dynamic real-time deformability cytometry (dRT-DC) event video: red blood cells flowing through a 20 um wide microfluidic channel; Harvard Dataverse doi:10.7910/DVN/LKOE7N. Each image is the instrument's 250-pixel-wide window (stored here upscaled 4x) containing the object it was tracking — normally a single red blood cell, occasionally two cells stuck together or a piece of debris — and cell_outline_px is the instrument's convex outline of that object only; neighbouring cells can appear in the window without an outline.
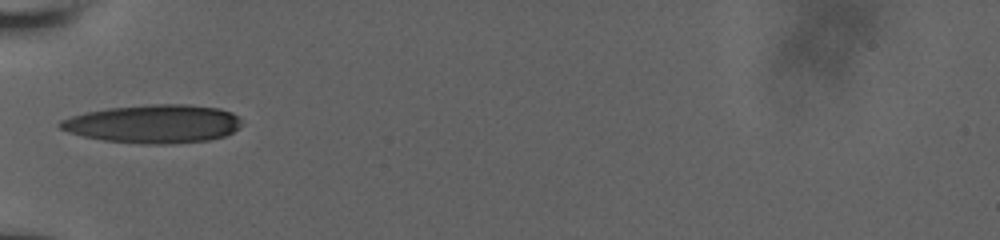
{"species": "human", "species_latin": "Homo sapiens", "temperature_condition": "room temperature", "stored_images_in_passage": 2, "camera_frame_rate_fps": 3000, "um_per_image_px": 0.085, "donor": {"sex": "male"}, "frame": {"image": 1, "passage_image": 1, "time_ms": 0.0, "image_size_px": [1000, 240], "cell_outline_px": [[240, 128], [224, 136], [208, 140], [164, 144], [140, 144], [104, 140], [84, 136], [68, 132], [60, 128], [56, 124], [60, 120], [84, 112], [108, 108], [152, 104], [188, 104], [220, 108], [232, 112], [240, 120]], "centroid_in_image_um": [13.04, 10.52], "position_along_channel_um": 72.0, "area_um2": 40.63}}